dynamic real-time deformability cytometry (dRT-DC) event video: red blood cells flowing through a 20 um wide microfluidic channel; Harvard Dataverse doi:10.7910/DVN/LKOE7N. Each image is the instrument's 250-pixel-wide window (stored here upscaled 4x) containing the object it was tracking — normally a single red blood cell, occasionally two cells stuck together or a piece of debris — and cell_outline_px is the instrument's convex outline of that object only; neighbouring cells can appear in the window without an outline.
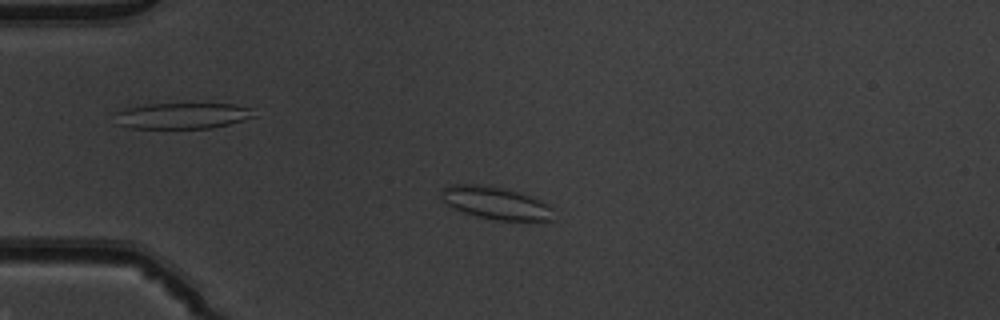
{"species": "common noctule bat (a hibernating species)", "species_latin": "Nyctalus noctula", "temperature_condition": "warm", "stored_images_in_passage": 51, "camera_frame_rate_fps": 3000, "um_per_image_px": 0.085, "animal": {"sex": "male", "body_mass_g": 19.5, "forearm_length_mm": 54.6}, "frame": {"image": 1, "passage_image": 13, "time_ms": 4.0, "image_size_px": [1000, 320], "cell_outline_px": [[556, 220], [496, 220], [476, 216], [452, 208], [440, 200], [440, 192], [448, 184], [480, 184], [500, 188], [516, 192], [540, 200], [548, 204], [552, 208]], "centroid_in_image_um": [42.09, 17.26], "position_along_channel_um": 42.9, "area_um2": 21.27}}
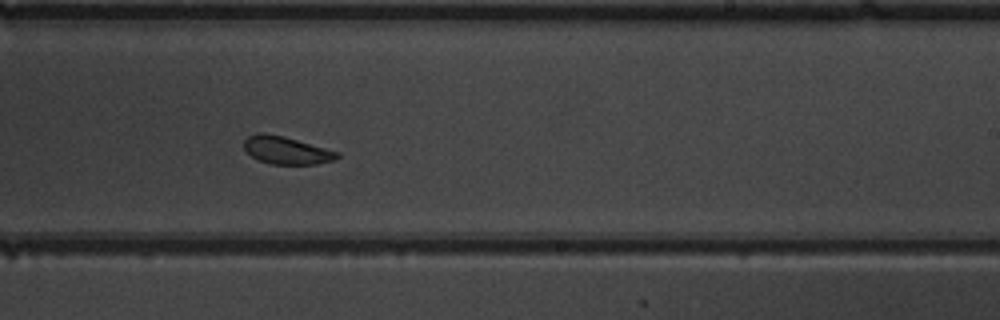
{"frame": {"image": 2, "passage_image": 32, "time_ms": 10.333, "image_size_px": [1000, 320], "cell_outline_px": [[340, 156], [336, 160], [316, 164], [272, 164], [260, 160], [252, 156], [244, 148], [244, 140], [248, 136], [256, 132], [264, 132], [284, 136], [340, 152]], "centroid_in_image_um": [24.36, 12.76], "position_along_channel_um": 264.6, "area_um2": 15.09}}
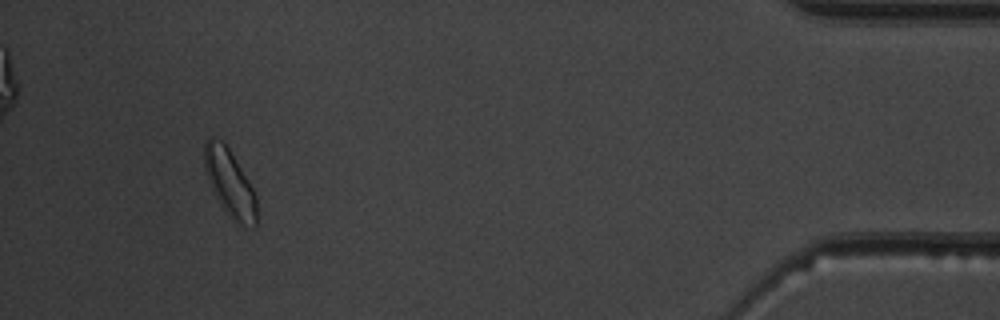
{"frame": {"image": 3, "passage_image": 48, "time_ms": 15.667, "image_size_px": [1000, 320], "cell_outline_px": [[260, 224], [256, 228], [240, 228], [228, 216], [220, 204], [208, 180], [204, 168], [204, 144], [208, 136], [212, 136], [224, 140], [248, 180], [256, 196]], "centroid_in_image_um": [19.58, 15.64], "position_along_channel_um": 415.6, "area_um2": 21.33}, "authors_computed_cell_mechanics": {"area_um2": 17.1088, "velocity_mm_per_s": 3.98, "shape_relaxation_time_tau1_ms": null, "shape_relaxation_time_tau2_ms": 1.5328, "deformation_change_tau1": null, "deformation_change_tau2": 0.0694}}